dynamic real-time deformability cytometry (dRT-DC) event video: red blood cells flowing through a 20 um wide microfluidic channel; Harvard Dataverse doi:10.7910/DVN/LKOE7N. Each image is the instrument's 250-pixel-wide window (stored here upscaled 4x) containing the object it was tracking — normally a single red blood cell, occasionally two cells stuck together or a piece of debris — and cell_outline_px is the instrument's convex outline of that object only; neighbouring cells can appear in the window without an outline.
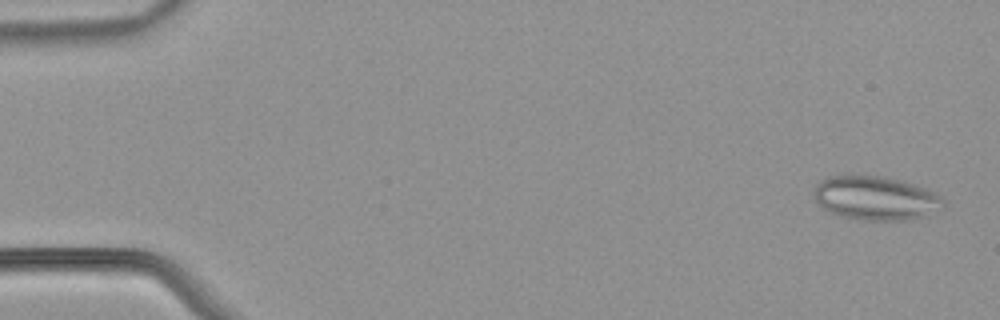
{"species": "common noctule bat (a hibernating species)", "species_latin": "Nyctalus noctula", "temperature_condition": "warm", "stored_images_in_passage": 52, "camera_frame_rate_fps": 3000, "um_per_image_px": 0.085, "animal": {"sex": "male", "body_mass_g": 21.5, "forearm_length_mm": 52.0}, "frame": {"image": 1, "passage_image": 2, "time_ms": 0.333, "image_size_px": [1000, 320], "cell_outline_px": [[948, 204], [944, 208], [928, 216], [908, 220], [864, 220], [840, 216], [828, 212], [812, 200], [812, 192], [816, 184], [820, 180], [828, 176], [844, 172], [880, 176], [904, 180], [936, 192]], "centroid_in_image_um": [74.4, 16.81], "position_along_channel_um": 10.6, "area_um2": 34.68}}
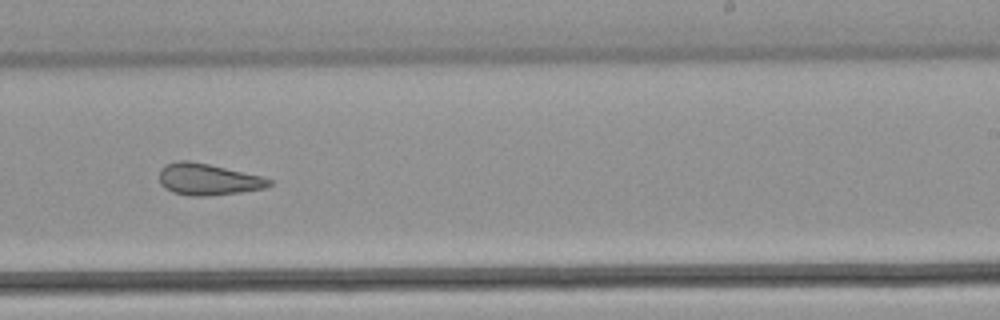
{"frame": {"image": 2, "passage_image": 33, "time_ms": 10.667, "image_size_px": [1000, 320], "cell_outline_px": [[272, 184], [264, 188], [240, 192], [208, 196], [192, 196], [172, 192], [164, 188], [160, 184], [160, 168], [164, 164], [176, 160], [188, 160], [208, 164], [260, 176], [272, 180]], "centroid_in_image_um": [17.62, 15.24], "position_along_channel_um": 271.4, "area_um2": 20.17}}
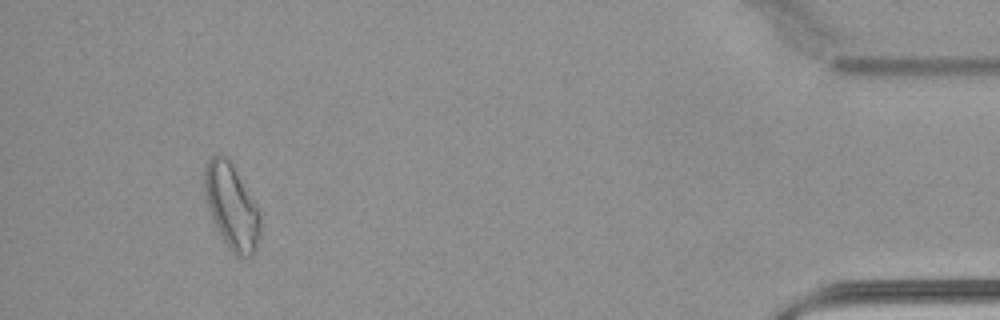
{"frame": {"image": 3, "passage_image": 49, "time_ms": 16.0, "image_size_px": [1000, 320], "cell_outline_px": [[260, 232], [256, 244], [252, 252], [248, 256], [236, 256], [228, 248], [212, 220], [208, 208], [204, 192], [204, 172], [208, 160], [212, 156], [224, 156], [232, 164], [260, 212]], "centroid_in_image_um": [19.66, 17.56], "position_along_channel_um": 415.5, "area_um2": 26.99}, "authors_computed_cell_mechanics": {"area_um2": 24.4494, "velocity_mm_per_s": 3.9422, "shape_relaxation_time_tau1_ms": null, "shape_relaxation_time_tau2_ms": 2.1601, "deformation_change_tau1": null, "deformation_change_tau2": 0.0928}}